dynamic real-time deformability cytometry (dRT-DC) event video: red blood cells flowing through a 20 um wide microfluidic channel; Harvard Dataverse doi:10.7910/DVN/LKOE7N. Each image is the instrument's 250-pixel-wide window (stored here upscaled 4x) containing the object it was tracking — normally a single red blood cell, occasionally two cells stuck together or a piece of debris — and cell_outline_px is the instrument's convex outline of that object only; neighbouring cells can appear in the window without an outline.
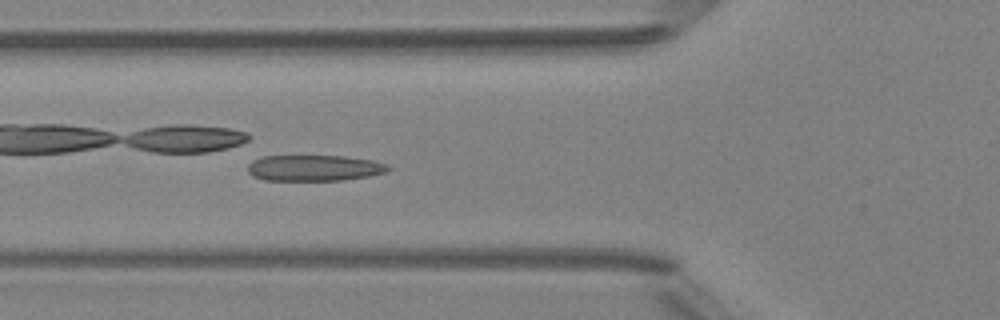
{"species": "Egyptian fruit bat (a non-hibernating species)", "species_latin": "Rousettus aegyptiacus", "temperature_condition": "room temperature", "stored_images_in_passage": 6, "camera_frame_rate_fps": 3000, "um_per_image_px": 0.085, "animal": {"sex": "female"}, "frame": {"image": 1, "passage_image": 6, "time_ms": 5.667, "image_size_px": [1000, 320], "cell_outline_px": [[392, 168], [384, 172], [368, 176], [340, 180], [264, 180], [252, 176], [248, 172], [248, 164], [252, 160], [264, 156], [344, 156], [372, 160], [388, 164]], "centroid_in_image_um": [26.69, 14.27], "position_along_channel_um": 99.1, "area_um2": 21.21}}